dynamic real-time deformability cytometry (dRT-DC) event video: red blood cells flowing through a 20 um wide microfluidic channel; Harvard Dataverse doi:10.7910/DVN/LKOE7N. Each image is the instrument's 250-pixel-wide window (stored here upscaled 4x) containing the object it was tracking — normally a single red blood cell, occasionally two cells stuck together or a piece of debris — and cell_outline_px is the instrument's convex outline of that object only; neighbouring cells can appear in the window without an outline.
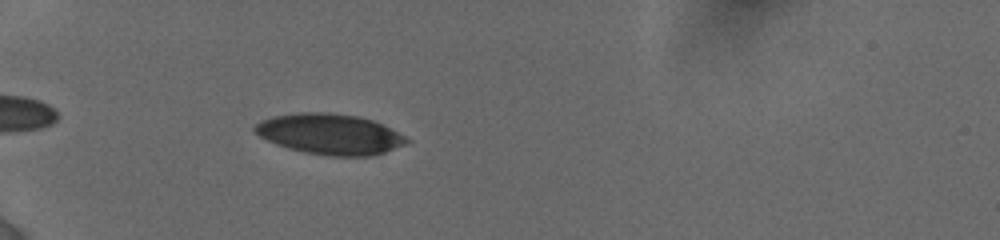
{"species": "human", "species_latin": "Homo sapiens", "temperature_condition": "cold", "stored_images_in_passage": 12, "camera_frame_rate_fps": 3000, "um_per_image_px": 0.085, "donor": {"sex": "female"}, "frame": {"image": 1, "passage_image": 3, "time_ms": 1.333, "image_size_px": [1000, 240], "cell_outline_px": [[412, 140], [408, 144], [372, 156], [332, 156], [304, 152], [288, 148], [276, 144], [260, 136], [252, 128], [260, 120], [272, 116], [300, 112], [328, 112], [356, 116], [372, 120]], "centroid_in_image_um": [28.03, 11.4], "position_along_channel_um": 57.0, "area_um2": 35.78}}
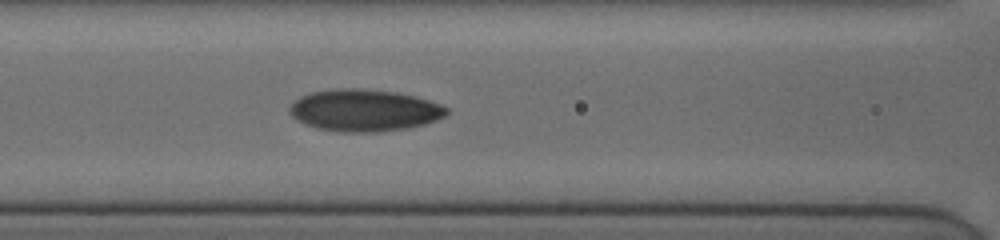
{"frame": {"image": 2, "passage_image": 8, "time_ms": 4.0, "image_size_px": [1000, 240], "cell_outline_px": [[448, 112], [444, 116], [436, 120], [424, 124], [408, 128], [380, 132], [340, 132], [316, 128], [304, 124], [296, 120], [288, 112], [288, 108], [300, 96], [308, 92], [332, 88], [360, 88], [396, 92], [416, 96], [440, 104], [448, 108]], "centroid_in_image_um": [30.93, 9.37], "position_along_channel_um": 135.7, "area_um2": 38.78}}
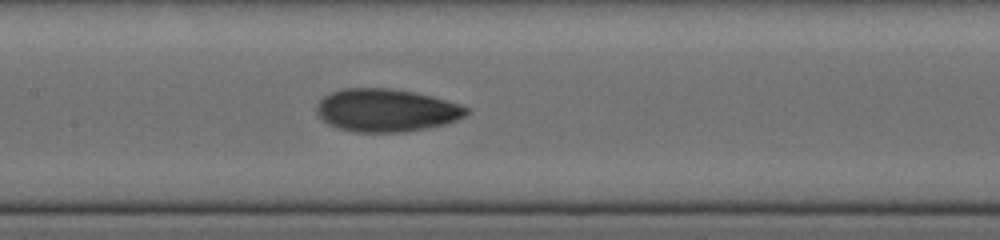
{"frame": {"image": 3, "passage_image": 10, "time_ms": 5.0, "image_size_px": [1000, 240], "cell_outline_px": [[468, 112], [464, 116], [456, 120], [444, 124], [404, 132], [356, 132], [336, 128], [328, 124], [316, 112], [316, 104], [324, 96], [332, 92], [344, 88], [392, 88], [432, 96], [460, 104], [468, 108]], "centroid_in_image_um": [32.8, 9.37], "position_along_channel_um": 174.6, "area_um2": 37.28}}